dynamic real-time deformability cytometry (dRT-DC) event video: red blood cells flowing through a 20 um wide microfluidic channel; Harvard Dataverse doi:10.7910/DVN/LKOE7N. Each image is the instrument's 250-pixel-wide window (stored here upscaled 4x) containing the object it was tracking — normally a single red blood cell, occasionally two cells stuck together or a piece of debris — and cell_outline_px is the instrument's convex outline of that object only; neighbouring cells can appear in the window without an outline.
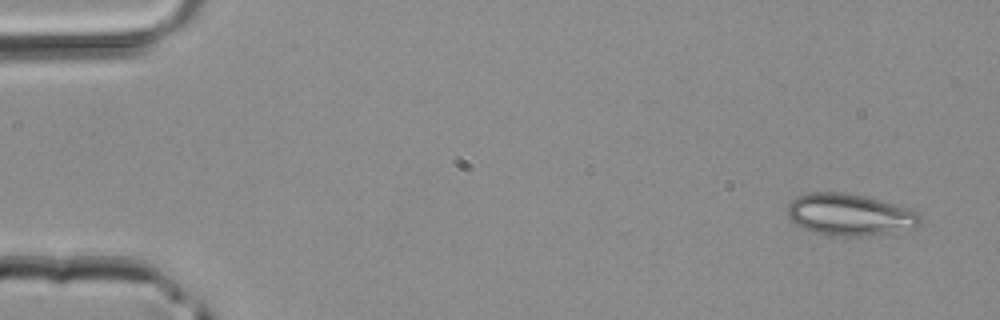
{"species": "common noctule bat (a hibernating species)", "species_latin": "Nyctalus noctula", "temperature_condition": "room temperature", "stored_images_in_passage": 4, "camera_frame_rate_fps": 3000, "um_per_image_px": 0.085, "animal": {"sex": "male", "body_mass_g": 20.4}, "frame": {"image": 1, "passage_image": 1, "time_ms": 0.0, "image_size_px": [1000, 320], "cell_outline_px": [[920, 224], [916, 228], [868, 236], [828, 236], [812, 232], [788, 220], [788, 204], [796, 196], [808, 192], [844, 192], [864, 196], [900, 204], [920, 212]], "centroid_in_image_um": [72.24, 18.25], "position_along_channel_um": 12.8, "area_um2": 33.0}}